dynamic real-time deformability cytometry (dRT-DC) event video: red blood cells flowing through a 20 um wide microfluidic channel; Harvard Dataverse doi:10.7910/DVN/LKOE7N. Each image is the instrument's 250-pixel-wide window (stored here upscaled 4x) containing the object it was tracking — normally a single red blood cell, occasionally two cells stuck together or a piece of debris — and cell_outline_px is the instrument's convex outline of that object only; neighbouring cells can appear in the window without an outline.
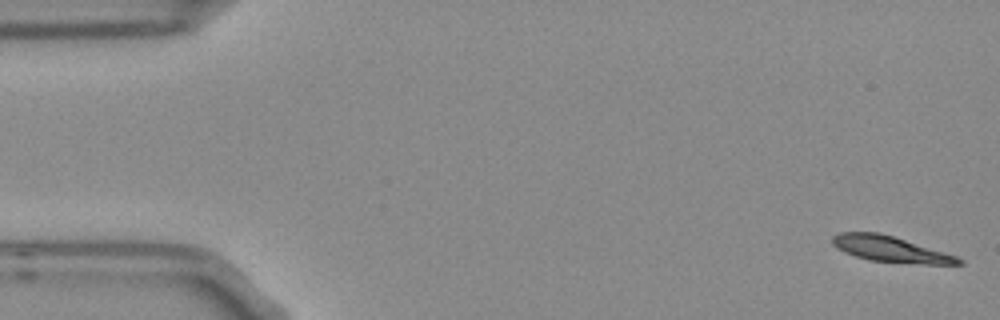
{"species": "Egyptian fruit bat (a non-hibernating species)", "species_latin": "Rousettus aegyptiacus", "temperature_condition": "room temperature", "stored_images_in_passage": 4, "camera_frame_rate_fps": 3000, "um_per_image_px": 0.085, "frame": {"image": 1, "passage_image": 1, "time_ms": 0.0, "image_size_px": [1000, 320], "cell_outline_px": [[964, 264], [924, 264], [872, 260], [856, 256], [832, 244], [832, 236], [840, 232], [880, 232], [944, 252], [956, 256], [964, 260]], "centroid_in_image_um": [75.72, 21.16], "position_along_channel_um": 9.3, "area_um2": 18.5}}
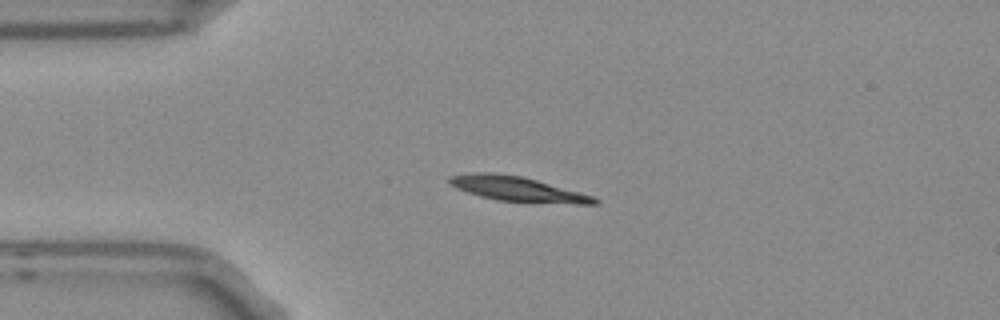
{"frame": {"image": 2, "passage_image": 4, "time_ms": 1.0, "image_size_px": [1000, 320], "cell_outline_px": [[600, 200], [596, 204], [576, 204], [496, 200], [480, 196], [456, 188], [448, 180], [448, 176], [472, 172], [492, 172], [520, 176], [536, 180], [596, 196]], "centroid_in_image_um": [44.01, 16.06], "position_along_channel_um": 41.0, "area_um2": 20.87}}